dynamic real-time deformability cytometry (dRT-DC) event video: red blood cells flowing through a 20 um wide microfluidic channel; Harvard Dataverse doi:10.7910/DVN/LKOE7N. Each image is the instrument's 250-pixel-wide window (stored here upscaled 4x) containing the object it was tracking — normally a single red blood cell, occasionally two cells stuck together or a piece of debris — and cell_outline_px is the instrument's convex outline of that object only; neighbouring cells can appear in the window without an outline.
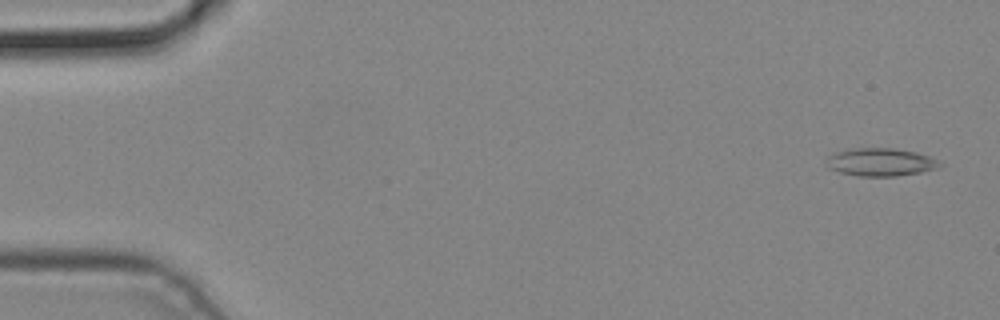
{"species": "common noctule bat (a hibernating species)", "species_latin": "Nyctalus noctula", "temperature_condition": "cold", "stored_images_in_passage": 5, "camera_frame_rate_fps": 3000, "um_per_image_px": 0.085, "animal": {"sex": "male", "body_mass_g": 19.2, "forearm_length_mm": 51.8}, "frame": {"image": 1, "passage_image": 1, "time_ms": 0.0, "image_size_px": [1000, 320], "cell_outline_px": [[944, 164], [940, 168], [920, 172], [896, 176], [860, 176], [840, 172], [828, 168], [828, 156], [836, 152], [848, 148], [892, 148], [916, 152], [940, 160]], "centroid_in_image_um": [74.9, 13.77], "position_along_channel_um": 10.1, "area_um2": 18.5}}
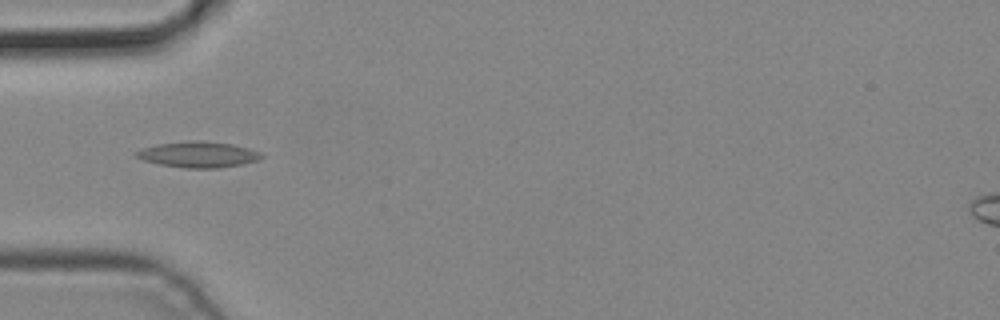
{"frame": {"image": 2, "passage_image": 4, "time_ms": 1.0, "image_size_px": [1000, 320], "cell_outline_px": [[264, 156], [256, 160], [244, 164], [220, 168], [184, 168], [160, 164], [144, 160], [136, 156], [132, 152], [140, 148], [156, 144], [188, 140], [232, 144], [248, 148], [260, 152]], "centroid_in_image_um": [16.81, 13.13], "position_along_channel_um": 68.2, "area_um2": 18.9}}
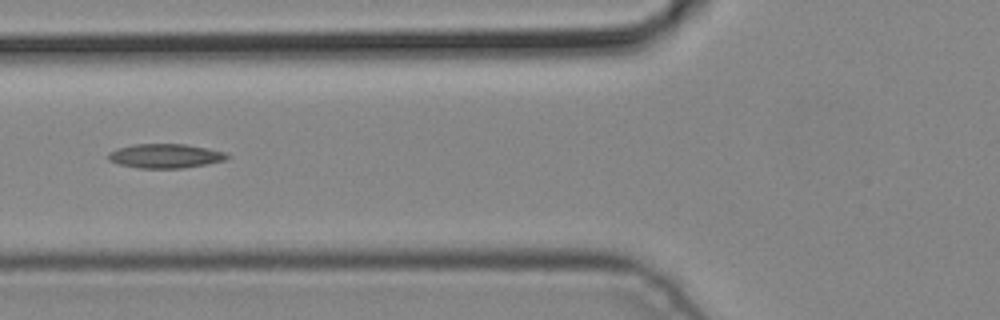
{"frame": {"image": 3, "passage_image": 5, "time_ms": 1.333, "image_size_px": [1000, 320], "cell_outline_px": [[232, 156], [224, 160], [184, 168], [140, 168], [120, 164], [108, 160], [108, 152], [116, 148], [132, 144], [184, 144], [208, 148], [224, 152]], "centroid_in_image_um": [14.03, 13.24], "position_along_channel_um": 111.8, "area_um2": 16.76}}